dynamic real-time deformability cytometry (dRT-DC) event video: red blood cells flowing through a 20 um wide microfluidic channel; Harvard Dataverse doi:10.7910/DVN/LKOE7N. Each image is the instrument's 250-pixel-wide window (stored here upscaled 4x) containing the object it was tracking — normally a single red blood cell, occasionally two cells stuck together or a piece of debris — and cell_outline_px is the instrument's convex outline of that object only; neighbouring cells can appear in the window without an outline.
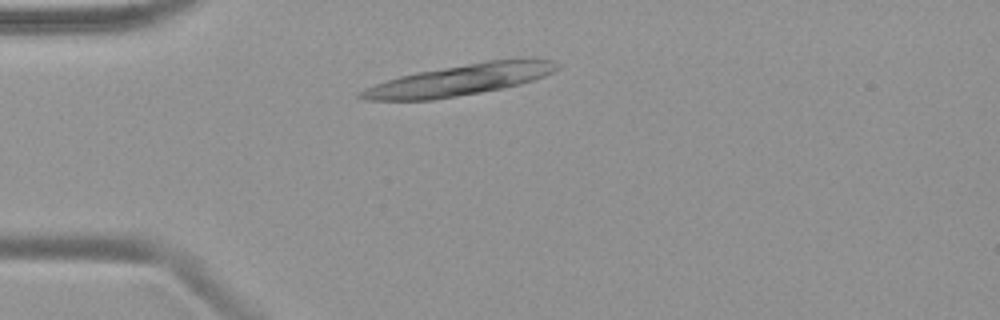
{"species": "common noctule bat (a hibernating species)", "species_latin": "Nyctalus noctula", "temperature_condition": "warm", "stored_images_in_passage": 11, "camera_frame_rate_fps": 3000, "um_per_image_px": 0.085, "animal": {"sex": "female", "body_mass_g": 19.9}, "frame": {"image": 1, "passage_image": 7, "time_ms": 2.0, "image_size_px": [1000, 320], "cell_outline_px": [[560, 68], [544, 76], [520, 84], [504, 88], [432, 100], [364, 100], [356, 96], [364, 88], [400, 76], [416, 72], [488, 60], [524, 56], [532, 56], [552, 60], [560, 64]], "centroid_in_image_um": [39.19, 6.76], "position_along_channel_um": 45.8, "area_um2": 36.01}}